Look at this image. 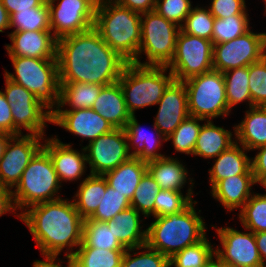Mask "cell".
Listing matches in <instances>:
<instances>
[{
  "instance_id": "6da1fadb",
  "label": "cell",
  "mask_w": 266,
  "mask_h": 267,
  "mask_svg": "<svg viewBox=\"0 0 266 267\" xmlns=\"http://www.w3.org/2000/svg\"><path fill=\"white\" fill-rule=\"evenodd\" d=\"M59 83L108 85L117 82L128 63L91 29L57 40Z\"/></svg>"
},
{
  "instance_id": "7a4b0ae2",
  "label": "cell",
  "mask_w": 266,
  "mask_h": 267,
  "mask_svg": "<svg viewBox=\"0 0 266 267\" xmlns=\"http://www.w3.org/2000/svg\"><path fill=\"white\" fill-rule=\"evenodd\" d=\"M43 257L70 258L82 243L84 219L73 200L62 197L30 206L20 214ZM66 249V250H64Z\"/></svg>"
},
{
  "instance_id": "3957f363",
  "label": "cell",
  "mask_w": 266,
  "mask_h": 267,
  "mask_svg": "<svg viewBox=\"0 0 266 267\" xmlns=\"http://www.w3.org/2000/svg\"><path fill=\"white\" fill-rule=\"evenodd\" d=\"M196 204L194 200L180 212L155 217L146 227V244L171 258L176 252L203 240L208 228L200 215L201 210L196 212Z\"/></svg>"
},
{
  "instance_id": "277c9868",
  "label": "cell",
  "mask_w": 266,
  "mask_h": 267,
  "mask_svg": "<svg viewBox=\"0 0 266 267\" xmlns=\"http://www.w3.org/2000/svg\"><path fill=\"white\" fill-rule=\"evenodd\" d=\"M141 15L114 0H98L94 28L104 42L128 63H133L141 44Z\"/></svg>"
},
{
  "instance_id": "5b68a950",
  "label": "cell",
  "mask_w": 266,
  "mask_h": 267,
  "mask_svg": "<svg viewBox=\"0 0 266 267\" xmlns=\"http://www.w3.org/2000/svg\"><path fill=\"white\" fill-rule=\"evenodd\" d=\"M174 80L173 74L166 66H142L127 63L118 82L128 112L135 115V111L139 109L157 105Z\"/></svg>"
},
{
  "instance_id": "8992f818",
  "label": "cell",
  "mask_w": 266,
  "mask_h": 267,
  "mask_svg": "<svg viewBox=\"0 0 266 267\" xmlns=\"http://www.w3.org/2000/svg\"><path fill=\"white\" fill-rule=\"evenodd\" d=\"M62 184L55 171L52 159L42 147L23 171L20 181L12 190L16 210L25 211L35 204L61 198ZM57 194V195H56Z\"/></svg>"
},
{
  "instance_id": "52a82bcc",
  "label": "cell",
  "mask_w": 266,
  "mask_h": 267,
  "mask_svg": "<svg viewBox=\"0 0 266 267\" xmlns=\"http://www.w3.org/2000/svg\"><path fill=\"white\" fill-rule=\"evenodd\" d=\"M14 73L6 69L4 75L20 84L53 112L59 106V73L57 58L37 59L29 57H9Z\"/></svg>"
},
{
  "instance_id": "ba28073f",
  "label": "cell",
  "mask_w": 266,
  "mask_h": 267,
  "mask_svg": "<svg viewBox=\"0 0 266 267\" xmlns=\"http://www.w3.org/2000/svg\"><path fill=\"white\" fill-rule=\"evenodd\" d=\"M180 27L152 10L141 15V44L133 62L142 66H167L175 53ZM143 53V54H142ZM142 55L145 60L141 62Z\"/></svg>"
},
{
  "instance_id": "9c48e42d",
  "label": "cell",
  "mask_w": 266,
  "mask_h": 267,
  "mask_svg": "<svg viewBox=\"0 0 266 267\" xmlns=\"http://www.w3.org/2000/svg\"><path fill=\"white\" fill-rule=\"evenodd\" d=\"M187 91L188 112L190 116L203 120L228 117L225 81L222 72L210 70L183 81Z\"/></svg>"
},
{
  "instance_id": "30bf717a",
  "label": "cell",
  "mask_w": 266,
  "mask_h": 267,
  "mask_svg": "<svg viewBox=\"0 0 266 267\" xmlns=\"http://www.w3.org/2000/svg\"><path fill=\"white\" fill-rule=\"evenodd\" d=\"M176 81L203 74L213 69V42L186 34H177L175 53L166 66Z\"/></svg>"
},
{
  "instance_id": "8fae6325",
  "label": "cell",
  "mask_w": 266,
  "mask_h": 267,
  "mask_svg": "<svg viewBox=\"0 0 266 267\" xmlns=\"http://www.w3.org/2000/svg\"><path fill=\"white\" fill-rule=\"evenodd\" d=\"M97 2L98 0H47L53 36L58 40L91 29L95 22Z\"/></svg>"
},
{
  "instance_id": "7c38bea8",
  "label": "cell",
  "mask_w": 266,
  "mask_h": 267,
  "mask_svg": "<svg viewBox=\"0 0 266 267\" xmlns=\"http://www.w3.org/2000/svg\"><path fill=\"white\" fill-rule=\"evenodd\" d=\"M263 57L262 33L251 28L231 41L213 44V69L222 73L249 66Z\"/></svg>"
},
{
  "instance_id": "4fadbf2b",
  "label": "cell",
  "mask_w": 266,
  "mask_h": 267,
  "mask_svg": "<svg viewBox=\"0 0 266 267\" xmlns=\"http://www.w3.org/2000/svg\"><path fill=\"white\" fill-rule=\"evenodd\" d=\"M83 147L92 175H103L131 158L124 129H113Z\"/></svg>"
},
{
  "instance_id": "5bb4252c",
  "label": "cell",
  "mask_w": 266,
  "mask_h": 267,
  "mask_svg": "<svg viewBox=\"0 0 266 267\" xmlns=\"http://www.w3.org/2000/svg\"><path fill=\"white\" fill-rule=\"evenodd\" d=\"M43 140V141H42ZM45 137L37 135L12 136L0 159V183L13 190L35 154L43 147Z\"/></svg>"
},
{
  "instance_id": "9a60e30c",
  "label": "cell",
  "mask_w": 266,
  "mask_h": 267,
  "mask_svg": "<svg viewBox=\"0 0 266 267\" xmlns=\"http://www.w3.org/2000/svg\"><path fill=\"white\" fill-rule=\"evenodd\" d=\"M210 226L215 230L221 244L215 247V254L221 260L242 267H264L252 231L242 232L230 226Z\"/></svg>"
},
{
  "instance_id": "2e32d148",
  "label": "cell",
  "mask_w": 266,
  "mask_h": 267,
  "mask_svg": "<svg viewBox=\"0 0 266 267\" xmlns=\"http://www.w3.org/2000/svg\"><path fill=\"white\" fill-rule=\"evenodd\" d=\"M51 124L69 131L74 136H79L82 142L88 139V143L114 129L93 109L54 110Z\"/></svg>"
},
{
  "instance_id": "e0dca14e",
  "label": "cell",
  "mask_w": 266,
  "mask_h": 267,
  "mask_svg": "<svg viewBox=\"0 0 266 267\" xmlns=\"http://www.w3.org/2000/svg\"><path fill=\"white\" fill-rule=\"evenodd\" d=\"M57 135L45 137L43 148L50 155L59 181L72 182L84 177L87 170V159L84 147L81 150L73 148L70 143H63Z\"/></svg>"
},
{
  "instance_id": "ac0fdd59",
  "label": "cell",
  "mask_w": 266,
  "mask_h": 267,
  "mask_svg": "<svg viewBox=\"0 0 266 267\" xmlns=\"http://www.w3.org/2000/svg\"><path fill=\"white\" fill-rule=\"evenodd\" d=\"M157 105L159 108L154 118V124L168 138L189 116L187 91L183 81L174 80L165 90Z\"/></svg>"
},
{
  "instance_id": "d6986e66",
  "label": "cell",
  "mask_w": 266,
  "mask_h": 267,
  "mask_svg": "<svg viewBox=\"0 0 266 267\" xmlns=\"http://www.w3.org/2000/svg\"><path fill=\"white\" fill-rule=\"evenodd\" d=\"M8 37L11 44H6L5 49L9 57L57 58V39L52 31L11 32Z\"/></svg>"
},
{
  "instance_id": "ffe728a7",
  "label": "cell",
  "mask_w": 266,
  "mask_h": 267,
  "mask_svg": "<svg viewBox=\"0 0 266 267\" xmlns=\"http://www.w3.org/2000/svg\"><path fill=\"white\" fill-rule=\"evenodd\" d=\"M152 127L155 132L148 133L149 130L141 127L136 115H131L124 128L131 157L149 162L166 156L158 151L163 146V142H167L166 137L155 127L154 123Z\"/></svg>"
},
{
  "instance_id": "44dd1931",
  "label": "cell",
  "mask_w": 266,
  "mask_h": 267,
  "mask_svg": "<svg viewBox=\"0 0 266 267\" xmlns=\"http://www.w3.org/2000/svg\"><path fill=\"white\" fill-rule=\"evenodd\" d=\"M256 184L254 174L234 175L218 181L211 188L210 196L220 202L219 204L227 210V213L241 210L253 195L252 188Z\"/></svg>"
},
{
  "instance_id": "7402d4cb",
  "label": "cell",
  "mask_w": 266,
  "mask_h": 267,
  "mask_svg": "<svg viewBox=\"0 0 266 267\" xmlns=\"http://www.w3.org/2000/svg\"><path fill=\"white\" fill-rule=\"evenodd\" d=\"M186 165L172 156H165L147 162V171L158 183L160 189L182 192L188 183L187 193H194V179L188 174ZM189 175V178H188Z\"/></svg>"
},
{
  "instance_id": "603a6c76",
  "label": "cell",
  "mask_w": 266,
  "mask_h": 267,
  "mask_svg": "<svg viewBox=\"0 0 266 267\" xmlns=\"http://www.w3.org/2000/svg\"><path fill=\"white\" fill-rule=\"evenodd\" d=\"M13 117V136L27 135L46 136L45 128L51 123L52 112L41 102L9 103Z\"/></svg>"
},
{
  "instance_id": "cb8c5ba5",
  "label": "cell",
  "mask_w": 266,
  "mask_h": 267,
  "mask_svg": "<svg viewBox=\"0 0 266 267\" xmlns=\"http://www.w3.org/2000/svg\"><path fill=\"white\" fill-rule=\"evenodd\" d=\"M91 109L107 120L114 129H124L131 118L118 81L102 87Z\"/></svg>"
},
{
  "instance_id": "d4e9b609",
  "label": "cell",
  "mask_w": 266,
  "mask_h": 267,
  "mask_svg": "<svg viewBox=\"0 0 266 267\" xmlns=\"http://www.w3.org/2000/svg\"><path fill=\"white\" fill-rule=\"evenodd\" d=\"M241 144L235 142L214 159V165L208 169L209 183L212 188L218 181L239 174H253L251 158Z\"/></svg>"
},
{
  "instance_id": "484cf974",
  "label": "cell",
  "mask_w": 266,
  "mask_h": 267,
  "mask_svg": "<svg viewBox=\"0 0 266 267\" xmlns=\"http://www.w3.org/2000/svg\"><path fill=\"white\" fill-rule=\"evenodd\" d=\"M133 207H129L116 214L113 219L106 221L112 227L114 236L126 248L143 246L147 241V228L143 229V220Z\"/></svg>"
},
{
  "instance_id": "4316f807",
  "label": "cell",
  "mask_w": 266,
  "mask_h": 267,
  "mask_svg": "<svg viewBox=\"0 0 266 267\" xmlns=\"http://www.w3.org/2000/svg\"><path fill=\"white\" fill-rule=\"evenodd\" d=\"M234 125L236 142L247 151L266 145V106L247 109L243 120Z\"/></svg>"
},
{
  "instance_id": "83f0119b",
  "label": "cell",
  "mask_w": 266,
  "mask_h": 267,
  "mask_svg": "<svg viewBox=\"0 0 266 267\" xmlns=\"http://www.w3.org/2000/svg\"><path fill=\"white\" fill-rule=\"evenodd\" d=\"M233 132L225 129L224 126L215 125L213 120L204 121L196 140L193 156L215 159L236 142L235 125Z\"/></svg>"
},
{
  "instance_id": "f1b7e54d",
  "label": "cell",
  "mask_w": 266,
  "mask_h": 267,
  "mask_svg": "<svg viewBox=\"0 0 266 267\" xmlns=\"http://www.w3.org/2000/svg\"><path fill=\"white\" fill-rule=\"evenodd\" d=\"M147 171V162L131 157L121 163L116 169L103 174L108 186L125 195L130 201L142 176Z\"/></svg>"
},
{
  "instance_id": "f546056e",
  "label": "cell",
  "mask_w": 266,
  "mask_h": 267,
  "mask_svg": "<svg viewBox=\"0 0 266 267\" xmlns=\"http://www.w3.org/2000/svg\"><path fill=\"white\" fill-rule=\"evenodd\" d=\"M107 181L103 175L88 174L72 197L75 208L83 219L89 218L97 209L106 190Z\"/></svg>"
},
{
  "instance_id": "4dcf8cb0",
  "label": "cell",
  "mask_w": 266,
  "mask_h": 267,
  "mask_svg": "<svg viewBox=\"0 0 266 267\" xmlns=\"http://www.w3.org/2000/svg\"><path fill=\"white\" fill-rule=\"evenodd\" d=\"M59 106L55 110L91 109L102 87L100 84L59 83ZM64 106L70 108L65 109Z\"/></svg>"
},
{
  "instance_id": "1f68e13d",
  "label": "cell",
  "mask_w": 266,
  "mask_h": 267,
  "mask_svg": "<svg viewBox=\"0 0 266 267\" xmlns=\"http://www.w3.org/2000/svg\"><path fill=\"white\" fill-rule=\"evenodd\" d=\"M225 81L226 100L229 110L240 103H247L248 108L253 107L249 90L248 66L238 67L223 72Z\"/></svg>"
},
{
  "instance_id": "d6a6232c",
  "label": "cell",
  "mask_w": 266,
  "mask_h": 267,
  "mask_svg": "<svg viewBox=\"0 0 266 267\" xmlns=\"http://www.w3.org/2000/svg\"><path fill=\"white\" fill-rule=\"evenodd\" d=\"M79 247L126 250L104 221L84 219L82 243Z\"/></svg>"
},
{
  "instance_id": "836d02e7",
  "label": "cell",
  "mask_w": 266,
  "mask_h": 267,
  "mask_svg": "<svg viewBox=\"0 0 266 267\" xmlns=\"http://www.w3.org/2000/svg\"><path fill=\"white\" fill-rule=\"evenodd\" d=\"M125 250L78 247L70 257L73 267H121Z\"/></svg>"
},
{
  "instance_id": "e575fe53",
  "label": "cell",
  "mask_w": 266,
  "mask_h": 267,
  "mask_svg": "<svg viewBox=\"0 0 266 267\" xmlns=\"http://www.w3.org/2000/svg\"><path fill=\"white\" fill-rule=\"evenodd\" d=\"M206 236L200 242L176 252L170 258V267H205L213 260L215 247Z\"/></svg>"
},
{
  "instance_id": "d590c367",
  "label": "cell",
  "mask_w": 266,
  "mask_h": 267,
  "mask_svg": "<svg viewBox=\"0 0 266 267\" xmlns=\"http://www.w3.org/2000/svg\"><path fill=\"white\" fill-rule=\"evenodd\" d=\"M11 32L19 31H51L49 8L47 0L39 7L32 10L20 11L10 15Z\"/></svg>"
},
{
  "instance_id": "8d00e7d4",
  "label": "cell",
  "mask_w": 266,
  "mask_h": 267,
  "mask_svg": "<svg viewBox=\"0 0 266 267\" xmlns=\"http://www.w3.org/2000/svg\"><path fill=\"white\" fill-rule=\"evenodd\" d=\"M238 219L245 230L253 233L266 231V195L254 192L243 208Z\"/></svg>"
},
{
  "instance_id": "74e56055",
  "label": "cell",
  "mask_w": 266,
  "mask_h": 267,
  "mask_svg": "<svg viewBox=\"0 0 266 267\" xmlns=\"http://www.w3.org/2000/svg\"><path fill=\"white\" fill-rule=\"evenodd\" d=\"M203 121L206 120L189 115L180 123L174 132L166 138V141H171V143H173L172 145L177 153L193 155L196 140L202 126L200 123H203Z\"/></svg>"
},
{
  "instance_id": "f35d334b",
  "label": "cell",
  "mask_w": 266,
  "mask_h": 267,
  "mask_svg": "<svg viewBox=\"0 0 266 267\" xmlns=\"http://www.w3.org/2000/svg\"><path fill=\"white\" fill-rule=\"evenodd\" d=\"M121 267H170V258L145 244L126 249Z\"/></svg>"
},
{
  "instance_id": "ab89813d",
  "label": "cell",
  "mask_w": 266,
  "mask_h": 267,
  "mask_svg": "<svg viewBox=\"0 0 266 267\" xmlns=\"http://www.w3.org/2000/svg\"><path fill=\"white\" fill-rule=\"evenodd\" d=\"M160 188L148 171L142 176L131 200V207L136 209L146 219L154 218V201Z\"/></svg>"
},
{
  "instance_id": "60d3db41",
  "label": "cell",
  "mask_w": 266,
  "mask_h": 267,
  "mask_svg": "<svg viewBox=\"0 0 266 267\" xmlns=\"http://www.w3.org/2000/svg\"><path fill=\"white\" fill-rule=\"evenodd\" d=\"M249 15H233L224 19L215 18L212 33L213 44L231 41L243 35L250 28Z\"/></svg>"
},
{
  "instance_id": "b9f144b4",
  "label": "cell",
  "mask_w": 266,
  "mask_h": 267,
  "mask_svg": "<svg viewBox=\"0 0 266 267\" xmlns=\"http://www.w3.org/2000/svg\"><path fill=\"white\" fill-rule=\"evenodd\" d=\"M192 7L190 13L186 16L180 30L186 34L201 37L212 41V33L215 18L211 15L207 6Z\"/></svg>"
},
{
  "instance_id": "7bdbcfd3",
  "label": "cell",
  "mask_w": 266,
  "mask_h": 267,
  "mask_svg": "<svg viewBox=\"0 0 266 267\" xmlns=\"http://www.w3.org/2000/svg\"><path fill=\"white\" fill-rule=\"evenodd\" d=\"M193 193L160 189L154 201V218L167 216L184 210L193 200Z\"/></svg>"
},
{
  "instance_id": "ee69618b",
  "label": "cell",
  "mask_w": 266,
  "mask_h": 267,
  "mask_svg": "<svg viewBox=\"0 0 266 267\" xmlns=\"http://www.w3.org/2000/svg\"><path fill=\"white\" fill-rule=\"evenodd\" d=\"M129 207H131V201L125 195L120 194L116 189L107 185L105 194L97 209L86 219L106 222Z\"/></svg>"
},
{
  "instance_id": "f6af8a7d",
  "label": "cell",
  "mask_w": 266,
  "mask_h": 267,
  "mask_svg": "<svg viewBox=\"0 0 266 267\" xmlns=\"http://www.w3.org/2000/svg\"><path fill=\"white\" fill-rule=\"evenodd\" d=\"M249 90L254 106H266V57L248 66Z\"/></svg>"
},
{
  "instance_id": "bcb514c9",
  "label": "cell",
  "mask_w": 266,
  "mask_h": 267,
  "mask_svg": "<svg viewBox=\"0 0 266 267\" xmlns=\"http://www.w3.org/2000/svg\"><path fill=\"white\" fill-rule=\"evenodd\" d=\"M191 0H156L155 11L179 27L184 23L192 8Z\"/></svg>"
},
{
  "instance_id": "7dc6e473",
  "label": "cell",
  "mask_w": 266,
  "mask_h": 267,
  "mask_svg": "<svg viewBox=\"0 0 266 267\" xmlns=\"http://www.w3.org/2000/svg\"><path fill=\"white\" fill-rule=\"evenodd\" d=\"M245 0H211L207 7L214 18H227L233 15H249Z\"/></svg>"
},
{
  "instance_id": "c3c4849f",
  "label": "cell",
  "mask_w": 266,
  "mask_h": 267,
  "mask_svg": "<svg viewBox=\"0 0 266 267\" xmlns=\"http://www.w3.org/2000/svg\"><path fill=\"white\" fill-rule=\"evenodd\" d=\"M5 89L3 91L9 103L14 102H40L34 95L20 84L9 80L5 75Z\"/></svg>"
},
{
  "instance_id": "681fc988",
  "label": "cell",
  "mask_w": 266,
  "mask_h": 267,
  "mask_svg": "<svg viewBox=\"0 0 266 267\" xmlns=\"http://www.w3.org/2000/svg\"><path fill=\"white\" fill-rule=\"evenodd\" d=\"M0 133H8L13 136V117L11 107L3 91L0 90Z\"/></svg>"
},
{
  "instance_id": "f907efd6",
  "label": "cell",
  "mask_w": 266,
  "mask_h": 267,
  "mask_svg": "<svg viewBox=\"0 0 266 267\" xmlns=\"http://www.w3.org/2000/svg\"><path fill=\"white\" fill-rule=\"evenodd\" d=\"M255 150L258 152L254 157H251V169L255 182L258 185V183L266 178V145Z\"/></svg>"
},
{
  "instance_id": "816d5d0a",
  "label": "cell",
  "mask_w": 266,
  "mask_h": 267,
  "mask_svg": "<svg viewBox=\"0 0 266 267\" xmlns=\"http://www.w3.org/2000/svg\"><path fill=\"white\" fill-rule=\"evenodd\" d=\"M7 12L11 15L25 10H32V7L41 6L46 0H0Z\"/></svg>"
},
{
  "instance_id": "f5cc1de1",
  "label": "cell",
  "mask_w": 266,
  "mask_h": 267,
  "mask_svg": "<svg viewBox=\"0 0 266 267\" xmlns=\"http://www.w3.org/2000/svg\"><path fill=\"white\" fill-rule=\"evenodd\" d=\"M13 201L12 190L0 183V217L7 213L15 214L20 219Z\"/></svg>"
},
{
  "instance_id": "db71d44e",
  "label": "cell",
  "mask_w": 266,
  "mask_h": 267,
  "mask_svg": "<svg viewBox=\"0 0 266 267\" xmlns=\"http://www.w3.org/2000/svg\"><path fill=\"white\" fill-rule=\"evenodd\" d=\"M119 5L131 11L143 14L155 10L156 0H114Z\"/></svg>"
},
{
  "instance_id": "11a10c76",
  "label": "cell",
  "mask_w": 266,
  "mask_h": 267,
  "mask_svg": "<svg viewBox=\"0 0 266 267\" xmlns=\"http://www.w3.org/2000/svg\"><path fill=\"white\" fill-rule=\"evenodd\" d=\"M44 260H35L33 262V267H73L72 261L70 258L65 257L67 260V265H62V261L59 257H44Z\"/></svg>"
},
{
  "instance_id": "9f6ffc18",
  "label": "cell",
  "mask_w": 266,
  "mask_h": 267,
  "mask_svg": "<svg viewBox=\"0 0 266 267\" xmlns=\"http://www.w3.org/2000/svg\"><path fill=\"white\" fill-rule=\"evenodd\" d=\"M254 236L261 261L266 267V231L254 233Z\"/></svg>"
},
{
  "instance_id": "6f0895ef",
  "label": "cell",
  "mask_w": 266,
  "mask_h": 267,
  "mask_svg": "<svg viewBox=\"0 0 266 267\" xmlns=\"http://www.w3.org/2000/svg\"><path fill=\"white\" fill-rule=\"evenodd\" d=\"M10 29V14L0 1V32Z\"/></svg>"
},
{
  "instance_id": "680465c9",
  "label": "cell",
  "mask_w": 266,
  "mask_h": 267,
  "mask_svg": "<svg viewBox=\"0 0 266 267\" xmlns=\"http://www.w3.org/2000/svg\"><path fill=\"white\" fill-rule=\"evenodd\" d=\"M12 135L8 133H0V159L4 154L5 147Z\"/></svg>"
},
{
  "instance_id": "91938a15",
  "label": "cell",
  "mask_w": 266,
  "mask_h": 267,
  "mask_svg": "<svg viewBox=\"0 0 266 267\" xmlns=\"http://www.w3.org/2000/svg\"><path fill=\"white\" fill-rule=\"evenodd\" d=\"M213 260L218 264L219 267H242L235 263L223 261L216 254H214Z\"/></svg>"
},
{
  "instance_id": "94428289",
  "label": "cell",
  "mask_w": 266,
  "mask_h": 267,
  "mask_svg": "<svg viewBox=\"0 0 266 267\" xmlns=\"http://www.w3.org/2000/svg\"><path fill=\"white\" fill-rule=\"evenodd\" d=\"M261 33H262L263 55L264 57H266V33L265 32Z\"/></svg>"
},
{
  "instance_id": "6125c7cd",
  "label": "cell",
  "mask_w": 266,
  "mask_h": 267,
  "mask_svg": "<svg viewBox=\"0 0 266 267\" xmlns=\"http://www.w3.org/2000/svg\"><path fill=\"white\" fill-rule=\"evenodd\" d=\"M205 267H219V266L214 260H212Z\"/></svg>"
},
{
  "instance_id": "be15d7a7",
  "label": "cell",
  "mask_w": 266,
  "mask_h": 267,
  "mask_svg": "<svg viewBox=\"0 0 266 267\" xmlns=\"http://www.w3.org/2000/svg\"><path fill=\"white\" fill-rule=\"evenodd\" d=\"M260 186H262L263 188H265V191H266V178L263 179L260 183H259ZM265 195H266V192H265Z\"/></svg>"
},
{
  "instance_id": "e7e4bbea",
  "label": "cell",
  "mask_w": 266,
  "mask_h": 267,
  "mask_svg": "<svg viewBox=\"0 0 266 267\" xmlns=\"http://www.w3.org/2000/svg\"><path fill=\"white\" fill-rule=\"evenodd\" d=\"M262 2H264V5H265V7H264L265 8L264 9L265 10L264 14L266 15V0H263Z\"/></svg>"
}]
</instances>
